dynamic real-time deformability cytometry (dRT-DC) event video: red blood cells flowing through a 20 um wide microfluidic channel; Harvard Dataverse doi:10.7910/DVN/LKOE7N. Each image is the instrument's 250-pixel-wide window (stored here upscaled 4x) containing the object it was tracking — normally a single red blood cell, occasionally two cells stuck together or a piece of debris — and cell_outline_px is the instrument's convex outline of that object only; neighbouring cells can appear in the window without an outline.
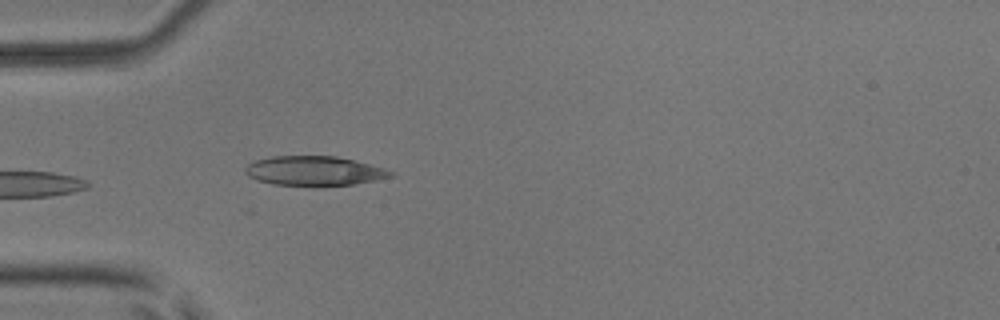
{"species": "common noctule bat (a hibernating species)", "species_latin": "Nyctalus noctula", "temperature_condition": "room temperature", "stored_images_in_passage": 3, "camera_frame_rate_fps": 3000, "um_per_image_px": 0.085, "animal": {"sex": "male", "body_mass_g": 17.9, "forearm_length_mm": 54.2}, "frame": {"image": 1, "passage_image": 3, "time_ms": 0.667, "image_size_px": [1000, 320], "cell_outline_px": [[396, 176], [376, 180], [352, 184], [272, 184], [256, 180], [248, 176], [244, 172], [244, 168], [248, 164], [256, 160], [272, 156], [336, 156], [384, 168], [396, 172]], "centroid_in_image_um": [26.71, 14.5], "position_along_channel_um": 58.3, "area_um2": 24.51}}